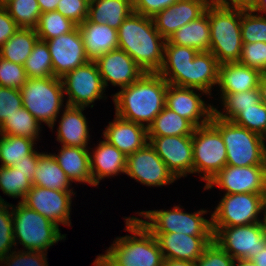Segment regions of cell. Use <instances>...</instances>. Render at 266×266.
Listing matches in <instances>:
<instances>
[{"label":"cell","mask_w":266,"mask_h":266,"mask_svg":"<svg viewBox=\"0 0 266 266\" xmlns=\"http://www.w3.org/2000/svg\"><path fill=\"white\" fill-rule=\"evenodd\" d=\"M168 82L158 73H144L113 94L115 114L148 128L165 107ZM146 123V124H145Z\"/></svg>","instance_id":"obj_1"},{"label":"cell","mask_w":266,"mask_h":266,"mask_svg":"<svg viewBox=\"0 0 266 266\" xmlns=\"http://www.w3.org/2000/svg\"><path fill=\"white\" fill-rule=\"evenodd\" d=\"M125 231L105 254L97 256L94 266H163V255L152 233L135 217H125Z\"/></svg>","instance_id":"obj_2"},{"label":"cell","mask_w":266,"mask_h":266,"mask_svg":"<svg viewBox=\"0 0 266 266\" xmlns=\"http://www.w3.org/2000/svg\"><path fill=\"white\" fill-rule=\"evenodd\" d=\"M118 49L129 54L146 73H158L164 59L166 39L151 17L132 12L117 30Z\"/></svg>","instance_id":"obj_3"},{"label":"cell","mask_w":266,"mask_h":266,"mask_svg":"<svg viewBox=\"0 0 266 266\" xmlns=\"http://www.w3.org/2000/svg\"><path fill=\"white\" fill-rule=\"evenodd\" d=\"M210 23V52L219 64L239 62L242 51L241 8L217 7L206 8Z\"/></svg>","instance_id":"obj_4"},{"label":"cell","mask_w":266,"mask_h":266,"mask_svg":"<svg viewBox=\"0 0 266 266\" xmlns=\"http://www.w3.org/2000/svg\"><path fill=\"white\" fill-rule=\"evenodd\" d=\"M14 207L12 205L15 246L19 241L25 250L47 252L52 245L66 238L58 225L22 202Z\"/></svg>","instance_id":"obj_5"},{"label":"cell","mask_w":266,"mask_h":266,"mask_svg":"<svg viewBox=\"0 0 266 266\" xmlns=\"http://www.w3.org/2000/svg\"><path fill=\"white\" fill-rule=\"evenodd\" d=\"M23 107L40 123L54 129L55 122L64 106V88L61 78H28L20 89Z\"/></svg>","instance_id":"obj_6"},{"label":"cell","mask_w":266,"mask_h":266,"mask_svg":"<svg viewBox=\"0 0 266 266\" xmlns=\"http://www.w3.org/2000/svg\"><path fill=\"white\" fill-rule=\"evenodd\" d=\"M220 133L226 146L227 161L230 166L266 165V153L260 135L232 121L223 120L214 114L210 122Z\"/></svg>","instance_id":"obj_7"},{"label":"cell","mask_w":266,"mask_h":266,"mask_svg":"<svg viewBox=\"0 0 266 266\" xmlns=\"http://www.w3.org/2000/svg\"><path fill=\"white\" fill-rule=\"evenodd\" d=\"M207 210L186 213L180 206L171 210H148L138 212L136 217L151 233H183L196 236H213L212 220L202 217ZM146 219V220H145ZM148 220V221H147Z\"/></svg>","instance_id":"obj_8"},{"label":"cell","mask_w":266,"mask_h":266,"mask_svg":"<svg viewBox=\"0 0 266 266\" xmlns=\"http://www.w3.org/2000/svg\"><path fill=\"white\" fill-rule=\"evenodd\" d=\"M192 149L193 174L200 173L206 183L226 165V146L221 133L211 123L194 129Z\"/></svg>","instance_id":"obj_9"},{"label":"cell","mask_w":266,"mask_h":266,"mask_svg":"<svg viewBox=\"0 0 266 266\" xmlns=\"http://www.w3.org/2000/svg\"><path fill=\"white\" fill-rule=\"evenodd\" d=\"M266 194H225L211 214L212 227H232L261 222ZM259 216V217H258Z\"/></svg>","instance_id":"obj_10"},{"label":"cell","mask_w":266,"mask_h":266,"mask_svg":"<svg viewBox=\"0 0 266 266\" xmlns=\"http://www.w3.org/2000/svg\"><path fill=\"white\" fill-rule=\"evenodd\" d=\"M213 240L233 259H252L266 246L261 222L232 227H212Z\"/></svg>","instance_id":"obj_11"},{"label":"cell","mask_w":266,"mask_h":266,"mask_svg":"<svg viewBox=\"0 0 266 266\" xmlns=\"http://www.w3.org/2000/svg\"><path fill=\"white\" fill-rule=\"evenodd\" d=\"M66 105L88 107L98 99L104 98L105 87L95 61H88L82 66L69 71L62 78Z\"/></svg>","instance_id":"obj_12"},{"label":"cell","mask_w":266,"mask_h":266,"mask_svg":"<svg viewBox=\"0 0 266 266\" xmlns=\"http://www.w3.org/2000/svg\"><path fill=\"white\" fill-rule=\"evenodd\" d=\"M214 186L225 190V194H266V165H225L206 183L204 190L212 189Z\"/></svg>","instance_id":"obj_13"},{"label":"cell","mask_w":266,"mask_h":266,"mask_svg":"<svg viewBox=\"0 0 266 266\" xmlns=\"http://www.w3.org/2000/svg\"><path fill=\"white\" fill-rule=\"evenodd\" d=\"M125 174L150 187L170 185L177 180L149 142L127 156Z\"/></svg>","instance_id":"obj_14"},{"label":"cell","mask_w":266,"mask_h":266,"mask_svg":"<svg viewBox=\"0 0 266 266\" xmlns=\"http://www.w3.org/2000/svg\"><path fill=\"white\" fill-rule=\"evenodd\" d=\"M201 93L197 94L196 91ZM201 94H209L201 89L178 87L168 84L165 106L181 117L188 119L195 127L211 122L214 107L201 99Z\"/></svg>","instance_id":"obj_15"},{"label":"cell","mask_w":266,"mask_h":266,"mask_svg":"<svg viewBox=\"0 0 266 266\" xmlns=\"http://www.w3.org/2000/svg\"><path fill=\"white\" fill-rule=\"evenodd\" d=\"M148 141L177 179L193 174L192 135L148 136Z\"/></svg>","instance_id":"obj_16"},{"label":"cell","mask_w":266,"mask_h":266,"mask_svg":"<svg viewBox=\"0 0 266 266\" xmlns=\"http://www.w3.org/2000/svg\"><path fill=\"white\" fill-rule=\"evenodd\" d=\"M45 42L49 48L56 77L62 78L69 71L90 61L78 26L67 34H61Z\"/></svg>","instance_id":"obj_17"},{"label":"cell","mask_w":266,"mask_h":266,"mask_svg":"<svg viewBox=\"0 0 266 266\" xmlns=\"http://www.w3.org/2000/svg\"><path fill=\"white\" fill-rule=\"evenodd\" d=\"M72 195H75V193L33 185L25 195L22 203L58 226L59 223L70 226Z\"/></svg>","instance_id":"obj_18"},{"label":"cell","mask_w":266,"mask_h":266,"mask_svg":"<svg viewBox=\"0 0 266 266\" xmlns=\"http://www.w3.org/2000/svg\"><path fill=\"white\" fill-rule=\"evenodd\" d=\"M105 89L108 81L121 89L137 81L145 71L125 51L116 49L95 60Z\"/></svg>","instance_id":"obj_19"},{"label":"cell","mask_w":266,"mask_h":266,"mask_svg":"<svg viewBox=\"0 0 266 266\" xmlns=\"http://www.w3.org/2000/svg\"><path fill=\"white\" fill-rule=\"evenodd\" d=\"M164 259L196 262L213 236H196L183 233H152Z\"/></svg>","instance_id":"obj_20"},{"label":"cell","mask_w":266,"mask_h":266,"mask_svg":"<svg viewBox=\"0 0 266 266\" xmlns=\"http://www.w3.org/2000/svg\"><path fill=\"white\" fill-rule=\"evenodd\" d=\"M208 5V0H178L152 19L157 31L168 40L180 27L202 16Z\"/></svg>","instance_id":"obj_21"},{"label":"cell","mask_w":266,"mask_h":266,"mask_svg":"<svg viewBox=\"0 0 266 266\" xmlns=\"http://www.w3.org/2000/svg\"><path fill=\"white\" fill-rule=\"evenodd\" d=\"M103 137L126 156L142 149L149 142L146 127L122 119L116 114L113 122H109L103 131Z\"/></svg>","instance_id":"obj_22"},{"label":"cell","mask_w":266,"mask_h":266,"mask_svg":"<svg viewBox=\"0 0 266 266\" xmlns=\"http://www.w3.org/2000/svg\"><path fill=\"white\" fill-rule=\"evenodd\" d=\"M90 152V170L94 187L105 177L125 174L127 156L105 139Z\"/></svg>","instance_id":"obj_23"},{"label":"cell","mask_w":266,"mask_h":266,"mask_svg":"<svg viewBox=\"0 0 266 266\" xmlns=\"http://www.w3.org/2000/svg\"><path fill=\"white\" fill-rule=\"evenodd\" d=\"M262 73L239 62H228L219 65L218 83L222 94L238 93L259 87Z\"/></svg>","instance_id":"obj_24"},{"label":"cell","mask_w":266,"mask_h":266,"mask_svg":"<svg viewBox=\"0 0 266 266\" xmlns=\"http://www.w3.org/2000/svg\"><path fill=\"white\" fill-rule=\"evenodd\" d=\"M61 119L58 121L57 141L62 146L87 148L90 138L88 121L83 115L85 107H72L65 105Z\"/></svg>","instance_id":"obj_25"},{"label":"cell","mask_w":266,"mask_h":266,"mask_svg":"<svg viewBox=\"0 0 266 266\" xmlns=\"http://www.w3.org/2000/svg\"><path fill=\"white\" fill-rule=\"evenodd\" d=\"M78 27L89 60L95 61L101 55L118 49L117 30L108 24L93 23L86 19Z\"/></svg>","instance_id":"obj_26"},{"label":"cell","mask_w":266,"mask_h":266,"mask_svg":"<svg viewBox=\"0 0 266 266\" xmlns=\"http://www.w3.org/2000/svg\"><path fill=\"white\" fill-rule=\"evenodd\" d=\"M198 51L191 47L178 46L166 40L163 64L158 71L168 84L186 87V68Z\"/></svg>","instance_id":"obj_27"},{"label":"cell","mask_w":266,"mask_h":266,"mask_svg":"<svg viewBox=\"0 0 266 266\" xmlns=\"http://www.w3.org/2000/svg\"><path fill=\"white\" fill-rule=\"evenodd\" d=\"M60 152L52 154L58 165L73 182L88 183L94 187L90 170V150L88 148L62 146Z\"/></svg>","instance_id":"obj_28"},{"label":"cell","mask_w":266,"mask_h":266,"mask_svg":"<svg viewBox=\"0 0 266 266\" xmlns=\"http://www.w3.org/2000/svg\"><path fill=\"white\" fill-rule=\"evenodd\" d=\"M217 58L210 52H198L186 68V87L207 92L211 97L212 87L218 83Z\"/></svg>","instance_id":"obj_29"},{"label":"cell","mask_w":266,"mask_h":266,"mask_svg":"<svg viewBox=\"0 0 266 266\" xmlns=\"http://www.w3.org/2000/svg\"><path fill=\"white\" fill-rule=\"evenodd\" d=\"M168 41L178 46L194 48L198 52L209 51L211 36L208 13L205 12L198 19L180 27L169 37Z\"/></svg>","instance_id":"obj_30"},{"label":"cell","mask_w":266,"mask_h":266,"mask_svg":"<svg viewBox=\"0 0 266 266\" xmlns=\"http://www.w3.org/2000/svg\"><path fill=\"white\" fill-rule=\"evenodd\" d=\"M132 12V0H93L89 2L87 19L118 30Z\"/></svg>","instance_id":"obj_31"},{"label":"cell","mask_w":266,"mask_h":266,"mask_svg":"<svg viewBox=\"0 0 266 266\" xmlns=\"http://www.w3.org/2000/svg\"><path fill=\"white\" fill-rule=\"evenodd\" d=\"M72 182L51 153H41L34 172L33 185L51 190L73 192Z\"/></svg>","instance_id":"obj_32"},{"label":"cell","mask_w":266,"mask_h":266,"mask_svg":"<svg viewBox=\"0 0 266 266\" xmlns=\"http://www.w3.org/2000/svg\"><path fill=\"white\" fill-rule=\"evenodd\" d=\"M39 40L36 29L19 28L1 47L0 57L23 65Z\"/></svg>","instance_id":"obj_33"},{"label":"cell","mask_w":266,"mask_h":266,"mask_svg":"<svg viewBox=\"0 0 266 266\" xmlns=\"http://www.w3.org/2000/svg\"><path fill=\"white\" fill-rule=\"evenodd\" d=\"M196 127L166 106L147 128L148 136H186L193 135Z\"/></svg>","instance_id":"obj_34"},{"label":"cell","mask_w":266,"mask_h":266,"mask_svg":"<svg viewBox=\"0 0 266 266\" xmlns=\"http://www.w3.org/2000/svg\"><path fill=\"white\" fill-rule=\"evenodd\" d=\"M40 125L41 123L22 106L0 125V134L25 137L37 141L42 131Z\"/></svg>","instance_id":"obj_35"},{"label":"cell","mask_w":266,"mask_h":266,"mask_svg":"<svg viewBox=\"0 0 266 266\" xmlns=\"http://www.w3.org/2000/svg\"><path fill=\"white\" fill-rule=\"evenodd\" d=\"M35 142L25 137L0 134V166L11 167L19 163L35 150Z\"/></svg>","instance_id":"obj_36"},{"label":"cell","mask_w":266,"mask_h":266,"mask_svg":"<svg viewBox=\"0 0 266 266\" xmlns=\"http://www.w3.org/2000/svg\"><path fill=\"white\" fill-rule=\"evenodd\" d=\"M220 96L224 111L220 112L214 107V115L227 121H231L241 108L254 107L261 101L259 87L244 92L220 94Z\"/></svg>","instance_id":"obj_37"},{"label":"cell","mask_w":266,"mask_h":266,"mask_svg":"<svg viewBox=\"0 0 266 266\" xmlns=\"http://www.w3.org/2000/svg\"><path fill=\"white\" fill-rule=\"evenodd\" d=\"M2 6L20 28H36L42 14L37 0H5Z\"/></svg>","instance_id":"obj_38"},{"label":"cell","mask_w":266,"mask_h":266,"mask_svg":"<svg viewBox=\"0 0 266 266\" xmlns=\"http://www.w3.org/2000/svg\"><path fill=\"white\" fill-rule=\"evenodd\" d=\"M78 25L54 10L40 15L38 26L35 28L39 40L46 41L61 34L73 31Z\"/></svg>","instance_id":"obj_39"},{"label":"cell","mask_w":266,"mask_h":266,"mask_svg":"<svg viewBox=\"0 0 266 266\" xmlns=\"http://www.w3.org/2000/svg\"><path fill=\"white\" fill-rule=\"evenodd\" d=\"M28 78L53 77L51 55L47 43L38 40L31 54L23 64Z\"/></svg>","instance_id":"obj_40"},{"label":"cell","mask_w":266,"mask_h":266,"mask_svg":"<svg viewBox=\"0 0 266 266\" xmlns=\"http://www.w3.org/2000/svg\"><path fill=\"white\" fill-rule=\"evenodd\" d=\"M32 187V182L17 168L0 166V189L3 194L16 199L20 198L22 202Z\"/></svg>","instance_id":"obj_41"},{"label":"cell","mask_w":266,"mask_h":266,"mask_svg":"<svg viewBox=\"0 0 266 266\" xmlns=\"http://www.w3.org/2000/svg\"><path fill=\"white\" fill-rule=\"evenodd\" d=\"M241 37L242 43H266V17L241 8Z\"/></svg>","instance_id":"obj_42"},{"label":"cell","mask_w":266,"mask_h":266,"mask_svg":"<svg viewBox=\"0 0 266 266\" xmlns=\"http://www.w3.org/2000/svg\"><path fill=\"white\" fill-rule=\"evenodd\" d=\"M231 121L260 135L266 127V105L260 101L254 107L241 108Z\"/></svg>","instance_id":"obj_43"},{"label":"cell","mask_w":266,"mask_h":266,"mask_svg":"<svg viewBox=\"0 0 266 266\" xmlns=\"http://www.w3.org/2000/svg\"><path fill=\"white\" fill-rule=\"evenodd\" d=\"M13 246L15 247L12 204L0 203V258L9 254Z\"/></svg>","instance_id":"obj_44"},{"label":"cell","mask_w":266,"mask_h":266,"mask_svg":"<svg viewBox=\"0 0 266 266\" xmlns=\"http://www.w3.org/2000/svg\"><path fill=\"white\" fill-rule=\"evenodd\" d=\"M28 77L23 65L0 57V86L21 89Z\"/></svg>","instance_id":"obj_45"},{"label":"cell","mask_w":266,"mask_h":266,"mask_svg":"<svg viewBox=\"0 0 266 266\" xmlns=\"http://www.w3.org/2000/svg\"><path fill=\"white\" fill-rule=\"evenodd\" d=\"M47 252L18 250L12 251L6 256L0 258V263L3 266H48Z\"/></svg>","instance_id":"obj_46"},{"label":"cell","mask_w":266,"mask_h":266,"mask_svg":"<svg viewBox=\"0 0 266 266\" xmlns=\"http://www.w3.org/2000/svg\"><path fill=\"white\" fill-rule=\"evenodd\" d=\"M239 63L266 73V43H243Z\"/></svg>","instance_id":"obj_47"},{"label":"cell","mask_w":266,"mask_h":266,"mask_svg":"<svg viewBox=\"0 0 266 266\" xmlns=\"http://www.w3.org/2000/svg\"><path fill=\"white\" fill-rule=\"evenodd\" d=\"M89 1L87 0H59L56 11L64 17L80 25L88 18Z\"/></svg>","instance_id":"obj_48"},{"label":"cell","mask_w":266,"mask_h":266,"mask_svg":"<svg viewBox=\"0 0 266 266\" xmlns=\"http://www.w3.org/2000/svg\"><path fill=\"white\" fill-rule=\"evenodd\" d=\"M234 259L214 240L195 262L196 266H232Z\"/></svg>","instance_id":"obj_49"},{"label":"cell","mask_w":266,"mask_h":266,"mask_svg":"<svg viewBox=\"0 0 266 266\" xmlns=\"http://www.w3.org/2000/svg\"><path fill=\"white\" fill-rule=\"evenodd\" d=\"M23 106L19 89L0 86V125Z\"/></svg>","instance_id":"obj_50"},{"label":"cell","mask_w":266,"mask_h":266,"mask_svg":"<svg viewBox=\"0 0 266 266\" xmlns=\"http://www.w3.org/2000/svg\"><path fill=\"white\" fill-rule=\"evenodd\" d=\"M178 0H132L133 12L153 18Z\"/></svg>","instance_id":"obj_51"},{"label":"cell","mask_w":266,"mask_h":266,"mask_svg":"<svg viewBox=\"0 0 266 266\" xmlns=\"http://www.w3.org/2000/svg\"><path fill=\"white\" fill-rule=\"evenodd\" d=\"M20 27L9 15L8 11L0 4V47L11 37Z\"/></svg>","instance_id":"obj_52"},{"label":"cell","mask_w":266,"mask_h":266,"mask_svg":"<svg viewBox=\"0 0 266 266\" xmlns=\"http://www.w3.org/2000/svg\"><path fill=\"white\" fill-rule=\"evenodd\" d=\"M41 153L34 150L31 154L27 155L19 163L13 167L17 168L20 172L25 174L26 178L33 183L34 172L38 163V158Z\"/></svg>","instance_id":"obj_53"},{"label":"cell","mask_w":266,"mask_h":266,"mask_svg":"<svg viewBox=\"0 0 266 266\" xmlns=\"http://www.w3.org/2000/svg\"><path fill=\"white\" fill-rule=\"evenodd\" d=\"M255 0H208L209 5L217 7H237L248 9Z\"/></svg>","instance_id":"obj_54"},{"label":"cell","mask_w":266,"mask_h":266,"mask_svg":"<svg viewBox=\"0 0 266 266\" xmlns=\"http://www.w3.org/2000/svg\"><path fill=\"white\" fill-rule=\"evenodd\" d=\"M42 13L56 10L59 0H37Z\"/></svg>","instance_id":"obj_55"},{"label":"cell","mask_w":266,"mask_h":266,"mask_svg":"<svg viewBox=\"0 0 266 266\" xmlns=\"http://www.w3.org/2000/svg\"><path fill=\"white\" fill-rule=\"evenodd\" d=\"M163 266H196L195 262L179 259H164Z\"/></svg>","instance_id":"obj_56"},{"label":"cell","mask_w":266,"mask_h":266,"mask_svg":"<svg viewBox=\"0 0 266 266\" xmlns=\"http://www.w3.org/2000/svg\"><path fill=\"white\" fill-rule=\"evenodd\" d=\"M250 9L256 13H259V15L266 17V0H255Z\"/></svg>","instance_id":"obj_57"},{"label":"cell","mask_w":266,"mask_h":266,"mask_svg":"<svg viewBox=\"0 0 266 266\" xmlns=\"http://www.w3.org/2000/svg\"><path fill=\"white\" fill-rule=\"evenodd\" d=\"M259 91L261 102L266 105V73H263L259 80Z\"/></svg>","instance_id":"obj_58"},{"label":"cell","mask_w":266,"mask_h":266,"mask_svg":"<svg viewBox=\"0 0 266 266\" xmlns=\"http://www.w3.org/2000/svg\"><path fill=\"white\" fill-rule=\"evenodd\" d=\"M257 266H266V246L251 259Z\"/></svg>","instance_id":"obj_59"},{"label":"cell","mask_w":266,"mask_h":266,"mask_svg":"<svg viewBox=\"0 0 266 266\" xmlns=\"http://www.w3.org/2000/svg\"><path fill=\"white\" fill-rule=\"evenodd\" d=\"M232 266H257L251 259H234Z\"/></svg>","instance_id":"obj_60"},{"label":"cell","mask_w":266,"mask_h":266,"mask_svg":"<svg viewBox=\"0 0 266 266\" xmlns=\"http://www.w3.org/2000/svg\"><path fill=\"white\" fill-rule=\"evenodd\" d=\"M262 213H263L262 215L264 218L261 219V224H262L263 230L266 232V196L263 202Z\"/></svg>","instance_id":"obj_61"},{"label":"cell","mask_w":266,"mask_h":266,"mask_svg":"<svg viewBox=\"0 0 266 266\" xmlns=\"http://www.w3.org/2000/svg\"><path fill=\"white\" fill-rule=\"evenodd\" d=\"M260 139H261V141H262V146H263V149H264V151H265V153H266V143H265V140H266V127H265V129L263 130V132L260 134Z\"/></svg>","instance_id":"obj_62"},{"label":"cell","mask_w":266,"mask_h":266,"mask_svg":"<svg viewBox=\"0 0 266 266\" xmlns=\"http://www.w3.org/2000/svg\"><path fill=\"white\" fill-rule=\"evenodd\" d=\"M0 203H8V202L4 201V199L0 196Z\"/></svg>","instance_id":"obj_63"}]
</instances>
